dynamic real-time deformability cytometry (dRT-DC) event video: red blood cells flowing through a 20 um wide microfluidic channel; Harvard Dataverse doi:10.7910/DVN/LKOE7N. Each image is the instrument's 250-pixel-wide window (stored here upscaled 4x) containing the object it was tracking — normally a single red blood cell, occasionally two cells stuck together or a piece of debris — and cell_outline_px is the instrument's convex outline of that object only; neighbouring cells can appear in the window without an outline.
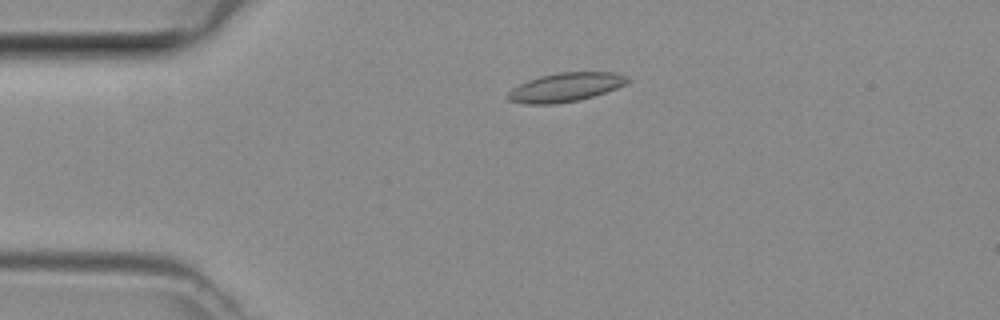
{"species": "common noctule bat (a hibernating species)", "species_latin": "Nyctalus noctula", "temperature_condition": "room temperature", "stored_images_in_passage": 45, "camera_frame_rate_fps": 3000, "um_per_image_px": 0.085, "animal": {"sex": "female", "body_mass_g": 29.2, "forearm_length_mm": 56.3}, "frame": {"image": 1, "passage_image": 8, "time_ms": 2.333, "image_size_px": [1000, 320], "cell_outline_px": [[628, 80], [624, 84], [616, 88], [592, 96], [576, 100], [556, 104], [528, 104], [508, 100], [504, 96], [512, 88], [528, 80], [540, 76], [556, 72], [612, 72], [624, 76]], "centroid_in_image_um": [47.98, 7.41], "position_along_channel_um": 37.0, "area_um2": 19.83}}
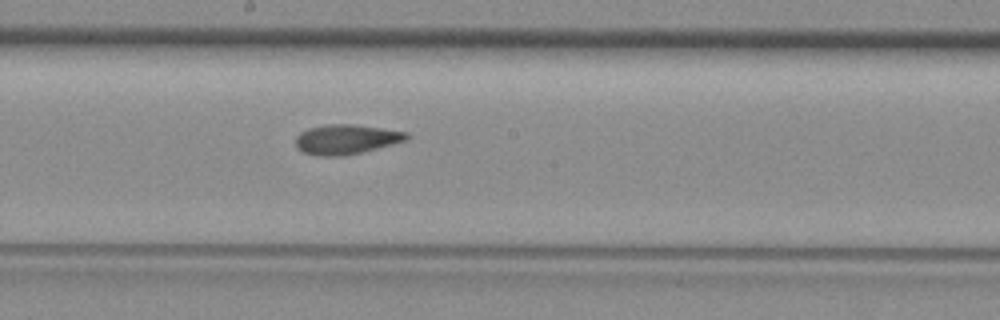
{"frame": {"image": 2, "passage_image": 23, "time_ms": 7.333, "image_size_px": [1000, 320], "cell_outline_px": [[412, 136], [408, 140], [344, 156], [316, 156], [304, 152], [296, 148], [296, 136], [300, 132], [308, 128], [328, 124], [352, 124], [408, 132]], "centroid_in_image_um": [29.42, 11.84], "position_along_channel_um": 218.8, "area_um2": 19.25}}
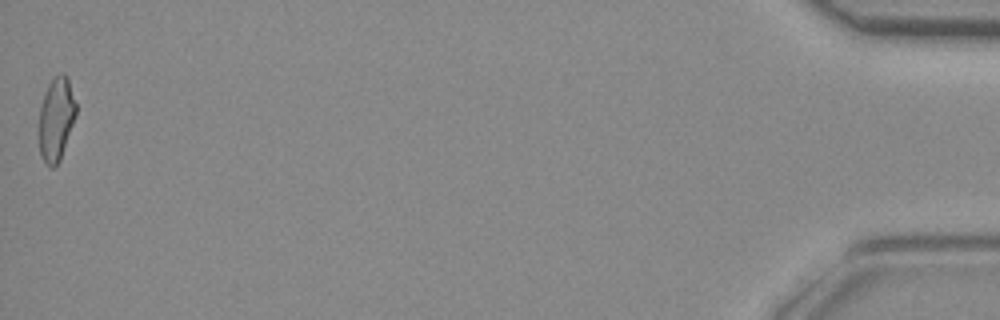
{"frame": {"image": 3, "passage_image": 45, "time_ms": 14.667, "image_size_px": [1000, 320], "cell_outline_px": [[76, 116], [60, 160], [52, 168], [48, 168], [44, 164], [40, 156], [40, 108], [44, 92], [52, 76], [60, 72], [64, 72], [68, 76], [76, 104]], "centroid_in_image_um": [4.78, 10.08], "position_along_channel_um": 430.4, "area_um2": 18.26}}